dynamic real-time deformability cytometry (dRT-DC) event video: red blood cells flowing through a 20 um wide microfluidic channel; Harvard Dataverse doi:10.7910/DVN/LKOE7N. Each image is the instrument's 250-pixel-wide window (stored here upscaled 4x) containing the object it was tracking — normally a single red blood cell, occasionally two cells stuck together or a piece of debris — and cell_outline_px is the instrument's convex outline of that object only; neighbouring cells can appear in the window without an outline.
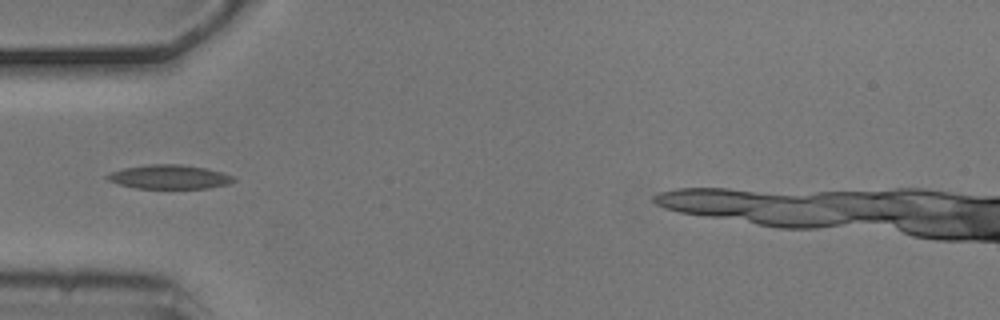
{"species": "common noctule bat (a hibernating species)", "species_latin": "Nyctalus noctula", "temperature_condition": "cold", "stored_images_in_passage": 6, "camera_frame_rate_fps": 3000, "um_per_image_px": 0.085, "animal": {"sex": "male", "body_mass_g": 20.5, "forearm_length_mm": 52.5}, "frame": {"image": 1, "passage_image": 4, "time_ms": 1.0, "image_size_px": [1000, 320], "cell_outline_px": [[236, 180], [228, 184], [208, 188], [136, 188], [120, 184], [108, 180], [104, 176], [108, 172], [124, 168], [148, 164], [180, 164], [208, 168], [232, 176]], "centroid_in_image_um": [14.36, 15.03], "position_along_channel_um": 70.6, "area_um2": 17.69}}
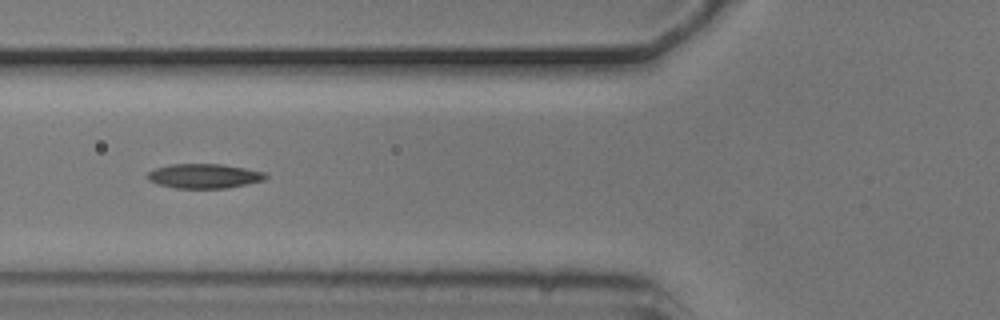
{"frame": {"image": 2, "passage_image": 5, "time_ms": 1.333, "image_size_px": [1000, 320], "cell_outline_px": [[268, 176], [264, 180], [228, 188], [176, 188], [156, 184], [148, 180], [148, 172], [156, 168], [172, 164], [220, 164], [244, 168], [264, 172]], "centroid_in_image_um": [17.34, 14.97], "position_along_channel_um": 108.5, "area_um2": 16.76}}
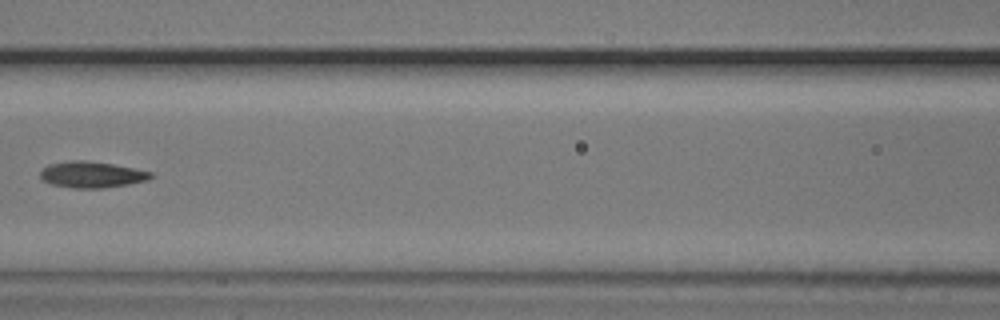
{"frame": {"image": 3, "passage_image": 6, "time_ms": 1.667, "image_size_px": [1000, 320], "cell_outline_px": [[152, 176], [148, 180], [128, 184], [100, 188], [72, 188], [52, 184], [44, 180], [40, 176], [40, 172], [48, 164], [68, 160], [84, 160], [112, 164], [152, 172]], "centroid_in_image_um": [7.77, 14.83], "position_along_channel_um": 158.8, "area_um2": 16.7}}